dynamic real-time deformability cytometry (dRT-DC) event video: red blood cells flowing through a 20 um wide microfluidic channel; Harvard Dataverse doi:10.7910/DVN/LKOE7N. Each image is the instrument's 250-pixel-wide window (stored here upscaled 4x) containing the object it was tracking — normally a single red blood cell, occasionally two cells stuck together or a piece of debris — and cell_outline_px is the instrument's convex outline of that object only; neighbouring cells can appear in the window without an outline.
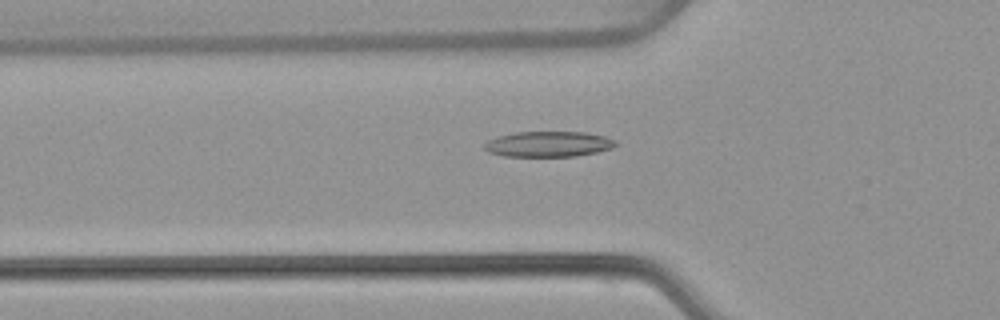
{"species": "common noctule bat (a hibernating species)", "species_latin": "Nyctalus noctula", "temperature_condition": "warm", "stored_images_in_passage": 53, "camera_frame_rate_fps": 3000, "um_per_image_px": 0.085, "animal": {"sex": "female", "body_mass_g": 22.7, "forearm_length_mm": 54.2}, "frame": {"image": 1, "passage_image": 18, "time_ms": 5.667, "image_size_px": [1000, 320], "cell_outline_px": [[620, 144], [612, 148], [596, 152], [576, 156], [504, 156], [488, 152], [484, 148], [484, 144], [488, 140], [496, 136], [516, 132], [588, 132], [604, 136], [616, 140]], "centroid_in_image_um": [46.64, 12.24], "position_along_channel_um": 79.2, "area_um2": 19.65}}
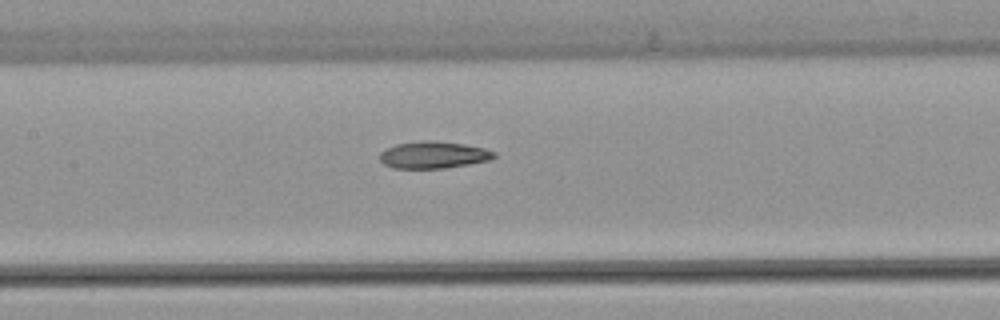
{"frame": {"image": 2, "passage_image": 25, "time_ms": 8.0, "image_size_px": [1000, 320], "cell_outline_px": [[496, 156], [488, 160], [468, 164], [444, 168], [392, 168], [384, 164], [380, 160], [380, 152], [384, 148], [396, 144], [428, 140], [432, 140], [464, 144], [484, 148], [496, 152]], "centroid_in_image_um": [36.81, 13.16], "position_along_channel_um": 170.6, "area_um2": 17.92}}
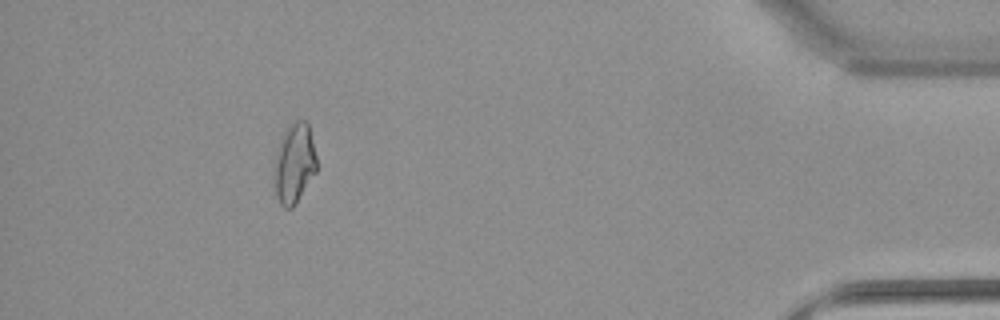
{"frame": {"image": 3, "passage_image": 48, "time_ms": 15.667, "image_size_px": [1000, 320], "cell_outline_px": [[316, 172], [292, 208], [284, 208], [280, 204], [276, 196], [272, 180], [276, 156], [280, 140], [284, 132], [296, 120], [308, 120], [316, 156]], "centroid_in_image_um": [25.0, 13.9], "position_along_channel_um": 410.2, "area_um2": 19.77}, "authors_computed_cell_mechanics": {"area_um2": 18.8428, "velocity_mm_per_s": 3.8798, "shape_relaxation_time_tau1_ms": null, "shape_relaxation_time_tau2_ms": 3.5427, "deformation_change_tau1": null, "deformation_change_tau2": 0.1181}}